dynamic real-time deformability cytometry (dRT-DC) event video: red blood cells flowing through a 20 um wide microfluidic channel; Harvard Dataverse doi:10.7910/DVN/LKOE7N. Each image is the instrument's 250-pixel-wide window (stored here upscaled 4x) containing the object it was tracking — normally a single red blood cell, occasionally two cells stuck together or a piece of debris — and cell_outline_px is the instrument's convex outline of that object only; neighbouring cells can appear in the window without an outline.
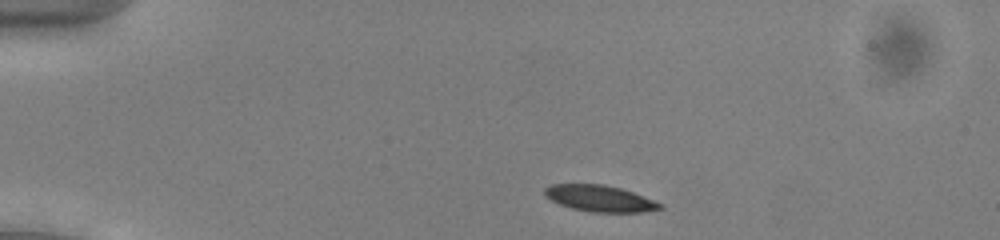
{"species": "common noctule bat (a hibernating species)", "species_latin": "Nyctalus noctula", "temperature_condition": "cold", "stored_images_in_passage": 44, "camera_frame_rate_fps": 3000, "um_per_image_px": 0.085, "animal": {"sex": "male", "body_mass_g": 13.0, "forearm_length_mm": 53.1}, "frame": {"image": 1, "passage_image": 2, "time_ms": 0.333, "image_size_px": [1000, 240], "cell_outline_px": [[664, 208], [640, 212], [588, 212], [572, 208], [560, 204], [544, 196], [544, 188], [552, 184], [604, 184], [620, 188], [632, 192], [664, 204]], "centroid_in_image_um": [50.98, 16.87], "position_along_channel_um": 34.0, "area_um2": 17.69}}
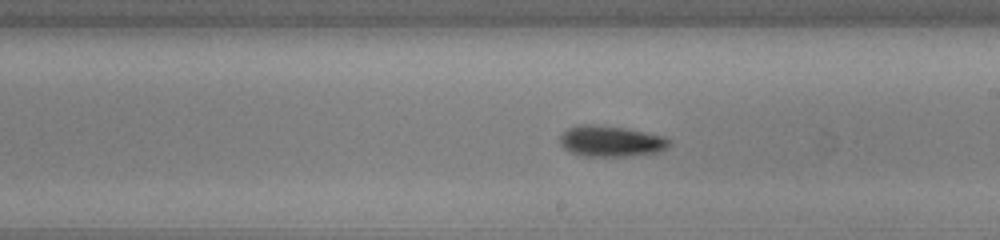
{"frame": {"image": 2, "passage_image": 22, "time_ms": 7.0, "image_size_px": [1000, 240], "cell_outline_px": [[672, 144], [668, 148], [660, 152], [624, 156], [584, 156], [572, 152], [564, 148], [560, 144], [560, 136], [568, 128], [584, 124], [592, 124], [624, 128], [664, 136]], "centroid_in_image_um": [51.95, 12.01], "position_along_channel_um": 237.1, "area_um2": 19.54}}
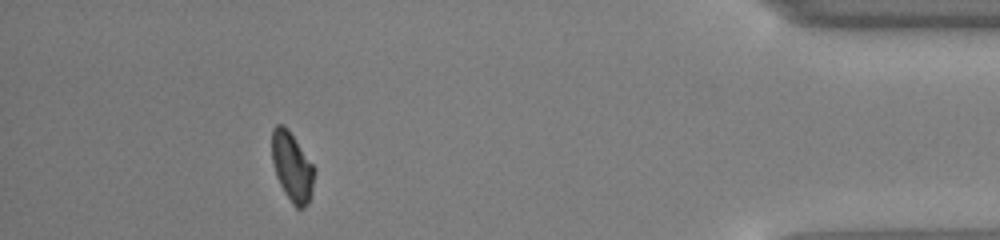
{"frame": {"image": 3, "passage_image": 39, "time_ms": 12.667, "image_size_px": [1000, 240], "cell_outline_px": [[316, 172], [308, 204], [304, 208], [296, 208], [292, 204], [284, 192], [276, 176], [272, 164], [272, 128], [276, 124], [284, 124], [288, 128], [316, 168]], "centroid_in_image_um": [24.83, 14.16], "position_along_channel_um": 410.4, "area_um2": 17.4}, "authors_computed_cell_mechanics": {"area_um2": 18.3804, "velocity_mm_per_s": 3.9299, "shape_relaxation_time_tau1_ms": 2.1704, "shape_relaxation_time_tau2_ms": null, "deformation_change_tau1": 0.1094, "deformation_change_tau2": null}}